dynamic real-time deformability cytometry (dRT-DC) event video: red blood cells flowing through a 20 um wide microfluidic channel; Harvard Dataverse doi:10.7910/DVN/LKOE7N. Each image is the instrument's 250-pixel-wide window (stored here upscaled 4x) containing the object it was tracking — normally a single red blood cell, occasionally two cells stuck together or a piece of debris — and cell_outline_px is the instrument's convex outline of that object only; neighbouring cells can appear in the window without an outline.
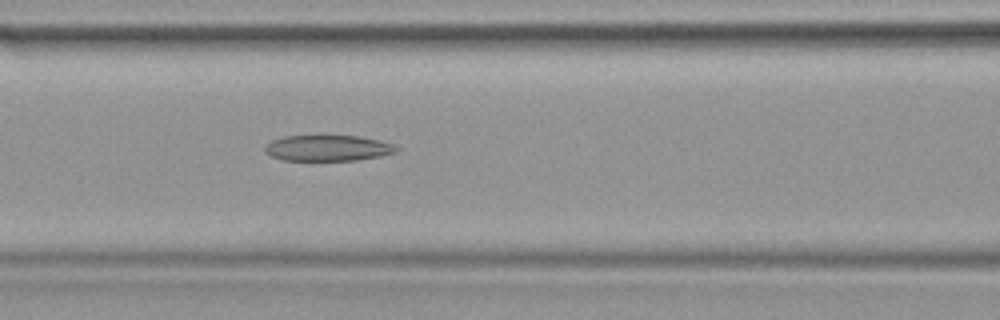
{"species": "common noctule bat (a hibernating species)", "species_latin": "Nyctalus noctula", "temperature_condition": "warm", "stored_images_in_passage": 40, "camera_frame_rate_fps": 3000, "um_per_image_px": 0.085, "animal": {"sex": "female", "body_mass_g": 19.9}, "frame": {"image": 1, "passage_image": 17, "time_ms": 5.333, "image_size_px": [1000, 320], "cell_outline_px": [[400, 148], [396, 152], [380, 156], [356, 160], [284, 160], [272, 156], [264, 152], [264, 148], [272, 140], [284, 136], [360, 136], [380, 140], [396, 144]], "centroid_in_image_um": [27.91, 12.58], "position_along_channel_um": 138.7, "area_um2": 19.83}}
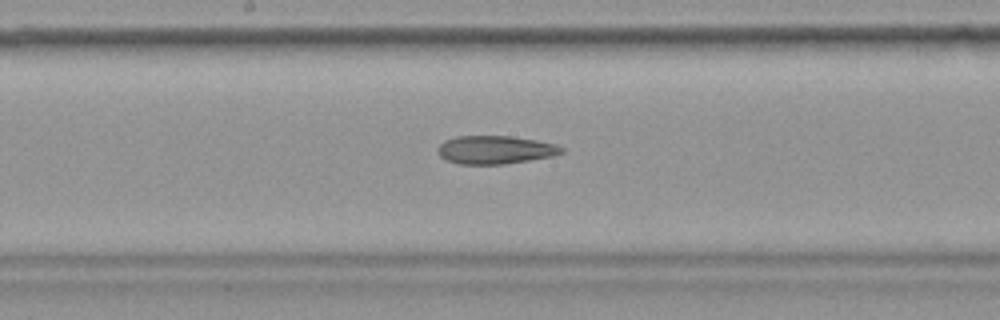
{"frame": {"image": 2, "passage_image": 21, "time_ms": 6.667, "image_size_px": [1000, 320], "cell_outline_px": [[564, 152], [552, 156], [504, 164], [460, 164], [448, 160], [440, 156], [436, 152], [436, 148], [444, 140], [456, 136], [512, 136], [536, 140], [556, 144], [564, 148]], "centroid_in_image_um": [42.07, 12.72], "position_along_channel_um": 206.1, "area_um2": 20.4}}
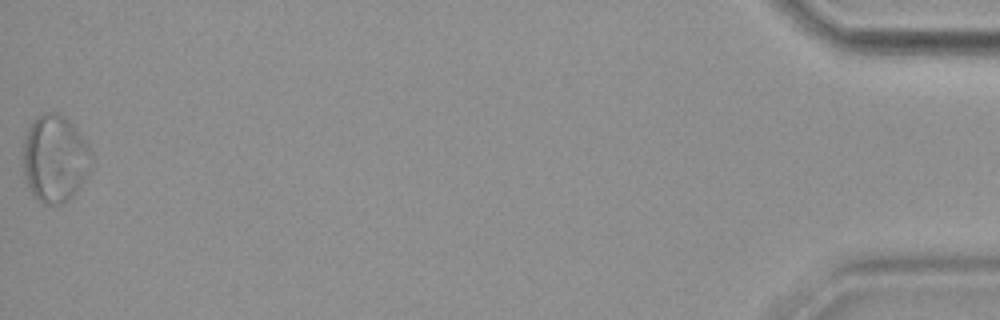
{"frame": {"image": 3, "passage_image": 40, "time_ms": 13.0, "image_size_px": [1000, 320], "cell_outline_px": [[96, 156], [92, 168], [76, 192], [68, 200], [60, 204], [44, 204], [32, 192], [24, 176], [24, 140], [28, 128], [32, 120], [36, 116], [44, 112], [56, 112], [64, 116], [80, 132]], "centroid_in_image_um": [4.72, 13.45], "position_along_channel_um": 430.5, "area_um2": 35.14}}